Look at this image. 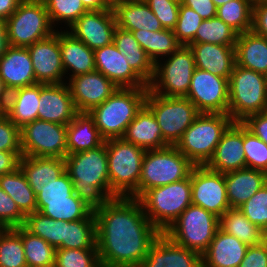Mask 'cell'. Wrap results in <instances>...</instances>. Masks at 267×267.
Listing matches in <instances>:
<instances>
[{"instance_id": "12", "label": "cell", "mask_w": 267, "mask_h": 267, "mask_svg": "<svg viewBox=\"0 0 267 267\" xmlns=\"http://www.w3.org/2000/svg\"><path fill=\"white\" fill-rule=\"evenodd\" d=\"M161 60L155 64L149 89L160 96L186 97L196 68L189 45H181L172 55Z\"/></svg>"}, {"instance_id": "37", "label": "cell", "mask_w": 267, "mask_h": 267, "mask_svg": "<svg viewBox=\"0 0 267 267\" xmlns=\"http://www.w3.org/2000/svg\"><path fill=\"white\" fill-rule=\"evenodd\" d=\"M64 249H97L96 221L92 212L87 218L76 221H64Z\"/></svg>"}, {"instance_id": "49", "label": "cell", "mask_w": 267, "mask_h": 267, "mask_svg": "<svg viewBox=\"0 0 267 267\" xmlns=\"http://www.w3.org/2000/svg\"><path fill=\"white\" fill-rule=\"evenodd\" d=\"M203 20L193 9L180 4L177 24L173 30L177 41L181 45H189Z\"/></svg>"}, {"instance_id": "32", "label": "cell", "mask_w": 267, "mask_h": 267, "mask_svg": "<svg viewBox=\"0 0 267 267\" xmlns=\"http://www.w3.org/2000/svg\"><path fill=\"white\" fill-rule=\"evenodd\" d=\"M235 58L236 65L267 76V38L252 30L238 34Z\"/></svg>"}, {"instance_id": "41", "label": "cell", "mask_w": 267, "mask_h": 267, "mask_svg": "<svg viewBox=\"0 0 267 267\" xmlns=\"http://www.w3.org/2000/svg\"><path fill=\"white\" fill-rule=\"evenodd\" d=\"M21 240L27 267H54L56 249L21 226Z\"/></svg>"}, {"instance_id": "21", "label": "cell", "mask_w": 267, "mask_h": 267, "mask_svg": "<svg viewBox=\"0 0 267 267\" xmlns=\"http://www.w3.org/2000/svg\"><path fill=\"white\" fill-rule=\"evenodd\" d=\"M140 267H202V255L176 244L161 233Z\"/></svg>"}, {"instance_id": "57", "label": "cell", "mask_w": 267, "mask_h": 267, "mask_svg": "<svg viewBox=\"0 0 267 267\" xmlns=\"http://www.w3.org/2000/svg\"><path fill=\"white\" fill-rule=\"evenodd\" d=\"M181 4L193 9L204 20L217 16V7L212 0H182Z\"/></svg>"}, {"instance_id": "4", "label": "cell", "mask_w": 267, "mask_h": 267, "mask_svg": "<svg viewBox=\"0 0 267 267\" xmlns=\"http://www.w3.org/2000/svg\"><path fill=\"white\" fill-rule=\"evenodd\" d=\"M104 142L107 149L110 190L117 197L139 199V179L146 150L122 138Z\"/></svg>"}, {"instance_id": "30", "label": "cell", "mask_w": 267, "mask_h": 267, "mask_svg": "<svg viewBox=\"0 0 267 267\" xmlns=\"http://www.w3.org/2000/svg\"><path fill=\"white\" fill-rule=\"evenodd\" d=\"M40 83L10 91L4 113L20 129L38 119Z\"/></svg>"}, {"instance_id": "40", "label": "cell", "mask_w": 267, "mask_h": 267, "mask_svg": "<svg viewBox=\"0 0 267 267\" xmlns=\"http://www.w3.org/2000/svg\"><path fill=\"white\" fill-rule=\"evenodd\" d=\"M254 0H231L217 7V17L238 34L252 29Z\"/></svg>"}, {"instance_id": "54", "label": "cell", "mask_w": 267, "mask_h": 267, "mask_svg": "<svg viewBox=\"0 0 267 267\" xmlns=\"http://www.w3.org/2000/svg\"><path fill=\"white\" fill-rule=\"evenodd\" d=\"M251 30L267 38V1L254 0Z\"/></svg>"}, {"instance_id": "8", "label": "cell", "mask_w": 267, "mask_h": 267, "mask_svg": "<svg viewBox=\"0 0 267 267\" xmlns=\"http://www.w3.org/2000/svg\"><path fill=\"white\" fill-rule=\"evenodd\" d=\"M194 166L175 146L146 150L139 179V198L147 190L188 178Z\"/></svg>"}, {"instance_id": "5", "label": "cell", "mask_w": 267, "mask_h": 267, "mask_svg": "<svg viewBox=\"0 0 267 267\" xmlns=\"http://www.w3.org/2000/svg\"><path fill=\"white\" fill-rule=\"evenodd\" d=\"M233 122L228 114L200 113L175 147L194 165H206Z\"/></svg>"}, {"instance_id": "66", "label": "cell", "mask_w": 267, "mask_h": 267, "mask_svg": "<svg viewBox=\"0 0 267 267\" xmlns=\"http://www.w3.org/2000/svg\"><path fill=\"white\" fill-rule=\"evenodd\" d=\"M7 228L0 221V234L4 232Z\"/></svg>"}, {"instance_id": "10", "label": "cell", "mask_w": 267, "mask_h": 267, "mask_svg": "<svg viewBox=\"0 0 267 267\" xmlns=\"http://www.w3.org/2000/svg\"><path fill=\"white\" fill-rule=\"evenodd\" d=\"M9 46L28 47L55 33L43 1L22 0L5 21Z\"/></svg>"}, {"instance_id": "68", "label": "cell", "mask_w": 267, "mask_h": 267, "mask_svg": "<svg viewBox=\"0 0 267 267\" xmlns=\"http://www.w3.org/2000/svg\"><path fill=\"white\" fill-rule=\"evenodd\" d=\"M111 4H113L114 2H117V1H121V0H108Z\"/></svg>"}, {"instance_id": "35", "label": "cell", "mask_w": 267, "mask_h": 267, "mask_svg": "<svg viewBox=\"0 0 267 267\" xmlns=\"http://www.w3.org/2000/svg\"><path fill=\"white\" fill-rule=\"evenodd\" d=\"M134 38L147 53L154 64L172 55L181 44L177 41L173 30L160 31L134 30Z\"/></svg>"}, {"instance_id": "46", "label": "cell", "mask_w": 267, "mask_h": 267, "mask_svg": "<svg viewBox=\"0 0 267 267\" xmlns=\"http://www.w3.org/2000/svg\"><path fill=\"white\" fill-rule=\"evenodd\" d=\"M243 148L246 167L267 173V144L243 124Z\"/></svg>"}, {"instance_id": "33", "label": "cell", "mask_w": 267, "mask_h": 267, "mask_svg": "<svg viewBox=\"0 0 267 267\" xmlns=\"http://www.w3.org/2000/svg\"><path fill=\"white\" fill-rule=\"evenodd\" d=\"M66 140L67 155L95 149L105 141L88 112H79L67 125Z\"/></svg>"}, {"instance_id": "31", "label": "cell", "mask_w": 267, "mask_h": 267, "mask_svg": "<svg viewBox=\"0 0 267 267\" xmlns=\"http://www.w3.org/2000/svg\"><path fill=\"white\" fill-rule=\"evenodd\" d=\"M113 43L125 56L131 69L149 85L154 77L155 64L149 58L132 32L116 27Z\"/></svg>"}, {"instance_id": "25", "label": "cell", "mask_w": 267, "mask_h": 267, "mask_svg": "<svg viewBox=\"0 0 267 267\" xmlns=\"http://www.w3.org/2000/svg\"><path fill=\"white\" fill-rule=\"evenodd\" d=\"M248 247L235 236L218 228L207 250L202 254V267H239Z\"/></svg>"}, {"instance_id": "3", "label": "cell", "mask_w": 267, "mask_h": 267, "mask_svg": "<svg viewBox=\"0 0 267 267\" xmlns=\"http://www.w3.org/2000/svg\"><path fill=\"white\" fill-rule=\"evenodd\" d=\"M149 88H118L88 113L104 140L122 138L127 126L145 105Z\"/></svg>"}, {"instance_id": "36", "label": "cell", "mask_w": 267, "mask_h": 267, "mask_svg": "<svg viewBox=\"0 0 267 267\" xmlns=\"http://www.w3.org/2000/svg\"><path fill=\"white\" fill-rule=\"evenodd\" d=\"M0 187L16 202L25 216L37 211L36 195L20 167L15 172L1 175Z\"/></svg>"}, {"instance_id": "22", "label": "cell", "mask_w": 267, "mask_h": 267, "mask_svg": "<svg viewBox=\"0 0 267 267\" xmlns=\"http://www.w3.org/2000/svg\"><path fill=\"white\" fill-rule=\"evenodd\" d=\"M206 166L220 173H227L246 167L242 122H233L228 127L217 144L213 157Z\"/></svg>"}, {"instance_id": "47", "label": "cell", "mask_w": 267, "mask_h": 267, "mask_svg": "<svg viewBox=\"0 0 267 267\" xmlns=\"http://www.w3.org/2000/svg\"><path fill=\"white\" fill-rule=\"evenodd\" d=\"M99 263L97 249H56L54 267H96Z\"/></svg>"}, {"instance_id": "51", "label": "cell", "mask_w": 267, "mask_h": 267, "mask_svg": "<svg viewBox=\"0 0 267 267\" xmlns=\"http://www.w3.org/2000/svg\"><path fill=\"white\" fill-rule=\"evenodd\" d=\"M160 20L164 29L174 30L179 16L180 3L173 0H144Z\"/></svg>"}, {"instance_id": "61", "label": "cell", "mask_w": 267, "mask_h": 267, "mask_svg": "<svg viewBox=\"0 0 267 267\" xmlns=\"http://www.w3.org/2000/svg\"><path fill=\"white\" fill-rule=\"evenodd\" d=\"M8 47L6 24L5 21L0 20V58L6 53Z\"/></svg>"}, {"instance_id": "14", "label": "cell", "mask_w": 267, "mask_h": 267, "mask_svg": "<svg viewBox=\"0 0 267 267\" xmlns=\"http://www.w3.org/2000/svg\"><path fill=\"white\" fill-rule=\"evenodd\" d=\"M192 204L221 217L230 205L227 199L225 173L195 165L191 171Z\"/></svg>"}, {"instance_id": "60", "label": "cell", "mask_w": 267, "mask_h": 267, "mask_svg": "<svg viewBox=\"0 0 267 267\" xmlns=\"http://www.w3.org/2000/svg\"><path fill=\"white\" fill-rule=\"evenodd\" d=\"M88 11H101L112 8V4L108 0H81Z\"/></svg>"}, {"instance_id": "7", "label": "cell", "mask_w": 267, "mask_h": 267, "mask_svg": "<svg viewBox=\"0 0 267 267\" xmlns=\"http://www.w3.org/2000/svg\"><path fill=\"white\" fill-rule=\"evenodd\" d=\"M145 215L163 233L192 204L188 178L147 190L139 199Z\"/></svg>"}, {"instance_id": "65", "label": "cell", "mask_w": 267, "mask_h": 267, "mask_svg": "<svg viewBox=\"0 0 267 267\" xmlns=\"http://www.w3.org/2000/svg\"><path fill=\"white\" fill-rule=\"evenodd\" d=\"M96 267H123V266L108 265L100 262Z\"/></svg>"}, {"instance_id": "39", "label": "cell", "mask_w": 267, "mask_h": 267, "mask_svg": "<svg viewBox=\"0 0 267 267\" xmlns=\"http://www.w3.org/2000/svg\"><path fill=\"white\" fill-rule=\"evenodd\" d=\"M23 227L31 234L41 237L55 249H61L64 238L63 220H54L36 211L26 215Z\"/></svg>"}, {"instance_id": "56", "label": "cell", "mask_w": 267, "mask_h": 267, "mask_svg": "<svg viewBox=\"0 0 267 267\" xmlns=\"http://www.w3.org/2000/svg\"><path fill=\"white\" fill-rule=\"evenodd\" d=\"M242 123L267 144V111L249 115Z\"/></svg>"}, {"instance_id": "2", "label": "cell", "mask_w": 267, "mask_h": 267, "mask_svg": "<svg viewBox=\"0 0 267 267\" xmlns=\"http://www.w3.org/2000/svg\"><path fill=\"white\" fill-rule=\"evenodd\" d=\"M64 159L74 193L93 212L117 198L110 190L105 142L95 149L66 155Z\"/></svg>"}, {"instance_id": "69", "label": "cell", "mask_w": 267, "mask_h": 267, "mask_svg": "<svg viewBox=\"0 0 267 267\" xmlns=\"http://www.w3.org/2000/svg\"><path fill=\"white\" fill-rule=\"evenodd\" d=\"M173 1H176V2H178V3H180V4H181V2H182V0H173Z\"/></svg>"}, {"instance_id": "55", "label": "cell", "mask_w": 267, "mask_h": 267, "mask_svg": "<svg viewBox=\"0 0 267 267\" xmlns=\"http://www.w3.org/2000/svg\"><path fill=\"white\" fill-rule=\"evenodd\" d=\"M239 267H267V249L261 244L249 246Z\"/></svg>"}, {"instance_id": "53", "label": "cell", "mask_w": 267, "mask_h": 267, "mask_svg": "<svg viewBox=\"0 0 267 267\" xmlns=\"http://www.w3.org/2000/svg\"><path fill=\"white\" fill-rule=\"evenodd\" d=\"M0 151H22L20 129L5 113L0 116Z\"/></svg>"}, {"instance_id": "9", "label": "cell", "mask_w": 267, "mask_h": 267, "mask_svg": "<svg viewBox=\"0 0 267 267\" xmlns=\"http://www.w3.org/2000/svg\"><path fill=\"white\" fill-rule=\"evenodd\" d=\"M219 228V217L191 204L163 232L176 244L202 255Z\"/></svg>"}, {"instance_id": "50", "label": "cell", "mask_w": 267, "mask_h": 267, "mask_svg": "<svg viewBox=\"0 0 267 267\" xmlns=\"http://www.w3.org/2000/svg\"><path fill=\"white\" fill-rule=\"evenodd\" d=\"M238 209L260 229L267 227V183Z\"/></svg>"}, {"instance_id": "16", "label": "cell", "mask_w": 267, "mask_h": 267, "mask_svg": "<svg viewBox=\"0 0 267 267\" xmlns=\"http://www.w3.org/2000/svg\"><path fill=\"white\" fill-rule=\"evenodd\" d=\"M27 49L37 83L47 85L66 82L57 30L49 37L28 46Z\"/></svg>"}, {"instance_id": "1", "label": "cell", "mask_w": 267, "mask_h": 267, "mask_svg": "<svg viewBox=\"0 0 267 267\" xmlns=\"http://www.w3.org/2000/svg\"><path fill=\"white\" fill-rule=\"evenodd\" d=\"M96 245L101 263L140 267L161 232L145 215L138 199H110L94 212Z\"/></svg>"}, {"instance_id": "64", "label": "cell", "mask_w": 267, "mask_h": 267, "mask_svg": "<svg viewBox=\"0 0 267 267\" xmlns=\"http://www.w3.org/2000/svg\"><path fill=\"white\" fill-rule=\"evenodd\" d=\"M212 1L214 2V4H215L216 7H219V6H221V5L229 2L231 0H212Z\"/></svg>"}, {"instance_id": "17", "label": "cell", "mask_w": 267, "mask_h": 267, "mask_svg": "<svg viewBox=\"0 0 267 267\" xmlns=\"http://www.w3.org/2000/svg\"><path fill=\"white\" fill-rule=\"evenodd\" d=\"M116 27L115 15L111 8L85 12L67 31L95 50L113 43Z\"/></svg>"}, {"instance_id": "26", "label": "cell", "mask_w": 267, "mask_h": 267, "mask_svg": "<svg viewBox=\"0 0 267 267\" xmlns=\"http://www.w3.org/2000/svg\"><path fill=\"white\" fill-rule=\"evenodd\" d=\"M66 81L73 76L95 71L94 50L67 30H57ZM71 73V74H70ZM69 74V75H68Z\"/></svg>"}, {"instance_id": "59", "label": "cell", "mask_w": 267, "mask_h": 267, "mask_svg": "<svg viewBox=\"0 0 267 267\" xmlns=\"http://www.w3.org/2000/svg\"><path fill=\"white\" fill-rule=\"evenodd\" d=\"M22 0H0V20L6 21Z\"/></svg>"}, {"instance_id": "6", "label": "cell", "mask_w": 267, "mask_h": 267, "mask_svg": "<svg viewBox=\"0 0 267 267\" xmlns=\"http://www.w3.org/2000/svg\"><path fill=\"white\" fill-rule=\"evenodd\" d=\"M266 111L267 76L235 64L229 78L228 115L234 122H243Z\"/></svg>"}, {"instance_id": "42", "label": "cell", "mask_w": 267, "mask_h": 267, "mask_svg": "<svg viewBox=\"0 0 267 267\" xmlns=\"http://www.w3.org/2000/svg\"><path fill=\"white\" fill-rule=\"evenodd\" d=\"M37 211L54 220L76 221L87 218L93 211L73 193L71 201L36 202Z\"/></svg>"}, {"instance_id": "24", "label": "cell", "mask_w": 267, "mask_h": 267, "mask_svg": "<svg viewBox=\"0 0 267 267\" xmlns=\"http://www.w3.org/2000/svg\"><path fill=\"white\" fill-rule=\"evenodd\" d=\"M195 67L213 75L229 79L236 64L235 46L212 43H190Z\"/></svg>"}, {"instance_id": "13", "label": "cell", "mask_w": 267, "mask_h": 267, "mask_svg": "<svg viewBox=\"0 0 267 267\" xmlns=\"http://www.w3.org/2000/svg\"><path fill=\"white\" fill-rule=\"evenodd\" d=\"M67 125L36 119L20 128L23 156L64 159L67 155Z\"/></svg>"}, {"instance_id": "58", "label": "cell", "mask_w": 267, "mask_h": 267, "mask_svg": "<svg viewBox=\"0 0 267 267\" xmlns=\"http://www.w3.org/2000/svg\"><path fill=\"white\" fill-rule=\"evenodd\" d=\"M22 156V151H0V176L15 172Z\"/></svg>"}, {"instance_id": "62", "label": "cell", "mask_w": 267, "mask_h": 267, "mask_svg": "<svg viewBox=\"0 0 267 267\" xmlns=\"http://www.w3.org/2000/svg\"><path fill=\"white\" fill-rule=\"evenodd\" d=\"M9 90L6 88L5 84L3 83L2 79L0 78V106L5 110L8 98H9Z\"/></svg>"}, {"instance_id": "48", "label": "cell", "mask_w": 267, "mask_h": 267, "mask_svg": "<svg viewBox=\"0 0 267 267\" xmlns=\"http://www.w3.org/2000/svg\"><path fill=\"white\" fill-rule=\"evenodd\" d=\"M32 189L36 195V202L71 201V195L74 193L72 181L66 171L52 184Z\"/></svg>"}, {"instance_id": "19", "label": "cell", "mask_w": 267, "mask_h": 267, "mask_svg": "<svg viewBox=\"0 0 267 267\" xmlns=\"http://www.w3.org/2000/svg\"><path fill=\"white\" fill-rule=\"evenodd\" d=\"M38 119L68 125L79 113L66 82L40 84Z\"/></svg>"}, {"instance_id": "20", "label": "cell", "mask_w": 267, "mask_h": 267, "mask_svg": "<svg viewBox=\"0 0 267 267\" xmlns=\"http://www.w3.org/2000/svg\"><path fill=\"white\" fill-rule=\"evenodd\" d=\"M95 69L110 79L118 88H149L131 69L125 56L114 43L94 50Z\"/></svg>"}, {"instance_id": "44", "label": "cell", "mask_w": 267, "mask_h": 267, "mask_svg": "<svg viewBox=\"0 0 267 267\" xmlns=\"http://www.w3.org/2000/svg\"><path fill=\"white\" fill-rule=\"evenodd\" d=\"M0 267H27L21 226L7 228L0 234Z\"/></svg>"}, {"instance_id": "15", "label": "cell", "mask_w": 267, "mask_h": 267, "mask_svg": "<svg viewBox=\"0 0 267 267\" xmlns=\"http://www.w3.org/2000/svg\"><path fill=\"white\" fill-rule=\"evenodd\" d=\"M186 97L200 113L228 114L229 79L195 68Z\"/></svg>"}, {"instance_id": "43", "label": "cell", "mask_w": 267, "mask_h": 267, "mask_svg": "<svg viewBox=\"0 0 267 267\" xmlns=\"http://www.w3.org/2000/svg\"><path fill=\"white\" fill-rule=\"evenodd\" d=\"M238 33L217 16L201 22L191 43H212L235 46Z\"/></svg>"}, {"instance_id": "38", "label": "cell", "mask_w": 267, "mask_h": 267, "mask_svg": "<svg viewBox=\"0 0 267 267\" xmlns=\"http://www.w3.org/2000/svg\"><path fill=\"white\" fill-rule=\"evenodd\" d=\"M219 228L248 246L260 244L261 229L252 224L238 208L228 209L219 218Z\"/></svg>"}, {"instance_id": "34", "label": "cell", "mask_w": 267, "mask_h": 267, "mask_svg": "<svg viewBox=\"0 0 267 267\" xmlns=\"http://www.w3.org/2000/svg\"><path fill=\"white\" fill-rule=\"evenodd\" d=\"M20 168L31 188H42L52 184L65 172V159L22 156Z\"/></svg>"}, {"instance_id": "28", "label": "cell", "mask_w": 267, "mask_h": 267, "mask_svg": "<svg viewBox=\"0 0 267 267\" xmlns=\"http://www.w3.org/2000/svg\"><path fill=\"white\" fill-rule=\"evenodd\" d=\"M122 139L145 150L163 149L170 146L163 139L157 120L146 105L127 126Z\"/></svg>"}, {"instance_id": "52", "label": "cell", "mask_w": 267, "mask_h": 267, "mask_svg": "<svg viewBox=\"0 0 267 267\" xmlns=\"http://www.w3.org/2000/svg\"><path fill=\"white\" fill-rule=\"evenodd\" d=\"M25 215L19 210L16 202L0 187V221L6 228L24 225Z\"/></svg>"}, {"instance_id": "63", "label": "cell", "mask_w": 267, "mask_h": 267, "mask_svg": "<svg viewBox=\"0 0 267 267\" xmlns=\"http://www.w3.org/2000/svg\"><path fill=\"white\" fill-rule=\"evenodd\" d=\"M260 244L267 249V227L261 229Z\"/></svg>"}, {"instance_id": "45", "label": "cell", "mask_w": 267, "mask_h": 267, "mask_svg": "<svg viewBox=\"0 0 267 267\" xmlns=\"http://www.w3.org/2000/svg\"><path fill=\"white\" fill-rule=\"evenodd\" d=\"M43 2L56 30L60 24V30H64L63 24L67 30L81 15L88 11L81 0H44ZM57 26L58 28H56Z\"/></svg>"}, {"instance_id": "67", "label": "cell", "mask_w": 267, "mask_h": 267, "mask_svg": "<svg viewBox=\"0 0 267 267\" xmlns=\"http://www.w3.org/2000/svg\"><path fill=\"white\" fill-rule=\"evenodd\" d=\"M4 109L0 106V116L2 115V114H4Z\"/></svg>"}, {"instance_id": "29", "label": "cell", "mask_w": 267, "mask_h": 267, "mask_svg": "<svg viewBox=\"0 0 267 267\" xmlns=\"http://www.w3.org/2000/svg\"><path fill=\"white\" fill-rule=\"evenodd\" d=\"M225 182L230 208H238L267 183V173L245 167L225 173Z\"/></svg>"}, {"instance_id": "23", "label": "cell", "mask_w": 267, "mask_h": 267, "mask_svg": "<svg viewBox=\"0 0 267 267\" xmlns=\"http://www.w3.org/2000/svg\"><path fill=\"white\" fill-rule=\"evenodd\" d=\"M0 78L10 91L37 84L27 47L9 46L0 58Z\"/></svg>"}, {"instance_id": "11", "label": "cell", "mask_w": 267, "mask_h": 267, "mask_svg": "<svg viewBox=\"0 0 267 267\" xmlns=\"http://www.w3.org/2000/svg\"><path fill=\"white\" fill-rule=\"evenodd\" d=\"M145 105L154 114L163 139L175 146L183 133L200 114L187 97H166L147 91Z\"/></svg>"}, {"instance_id": "18", "label": "cell", "mask_w": 267, "mask_h": 267, "mask_svg": "<svg viewBox=\"0 0 267 267\" xmlns=\"http://www.w3.org/2000/svg\"><path fill=\"white\" fill-rule=\"evenodd\" d=\"M66 84L78 112H89L95 106L104 103L118 89L110 79L97 70L73 76Z\"/></svg>"}, {"instance_id": "27", "label": "cell", "mask_w": 267, "mask_h": 267, "mask_svg": "<svg viewBox=\"0 0 267 267\" xmlns=\"http://www.w3.org/2000/svg\"><path fill=\"white\" fill-rule=\"evenodd\" d=\"M117 27L134 30L160 31L163 26L144 0H121L112 4Z\"/></svg>"}]
</instances>
